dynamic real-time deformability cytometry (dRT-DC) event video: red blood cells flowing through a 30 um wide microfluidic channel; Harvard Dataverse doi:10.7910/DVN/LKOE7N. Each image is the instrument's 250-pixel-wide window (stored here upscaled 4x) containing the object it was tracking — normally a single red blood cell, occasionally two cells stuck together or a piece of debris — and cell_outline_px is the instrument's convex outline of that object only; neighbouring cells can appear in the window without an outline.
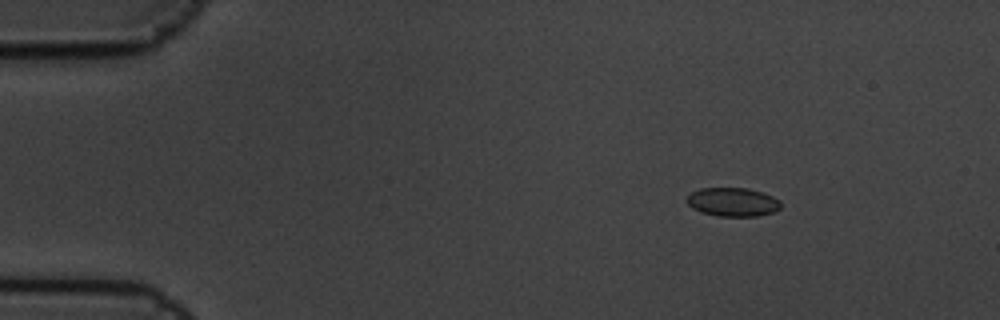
{"species": "common noctule bat (a hibernating species)", "species_latin": "Nyctalus noctula", "temperature_condition": "cold", "stored_images_in_passage": 7, "camera_frame_rate_fps": 3000, "um_per_image_px": 0.085, "animal": {"sex": "male", "body_mass_g": 19.5, "forearm_length_mm": 54.6}, "frame": {"image": 1, "passage_image": 2, "time_ms": 0.333, "image_size_px": [1000, 320], "cell_outline_px": [[780, 208], [772, 212], [756, 216], [716, 216], [700, 212], [692, 208], [688, 204], [688, 196], [692, 192], [700, 188], [748, 188], [764, 192], [780, 200]], "centroid_in_image_um": [62.28, 17.17], "position_along_channel_um": 22.7, "area_um2": 15.72}}
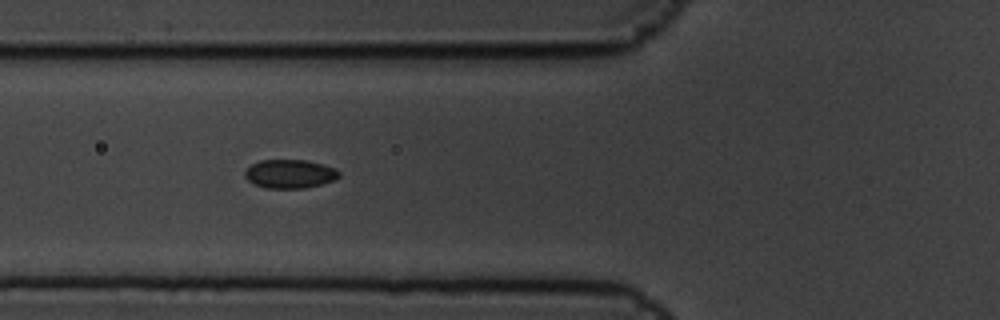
{"frame": {"image": 2, "passage_image": 6, "time_ms": 1.667, "image_size_px": [1000, 320], "cell_outline_px": [[340, 176], [336, 180], [304, 188], [264, 188], [248, 180], [244, 176], [244, 172], [252, 164], [260, 160], [308, 160], [324, 164], [336, 168], [340, 172]], "centroid_in_image_um": [24.67, 14.77], "position_along_channel_um": 101.1, "area_um2": 15.84}}
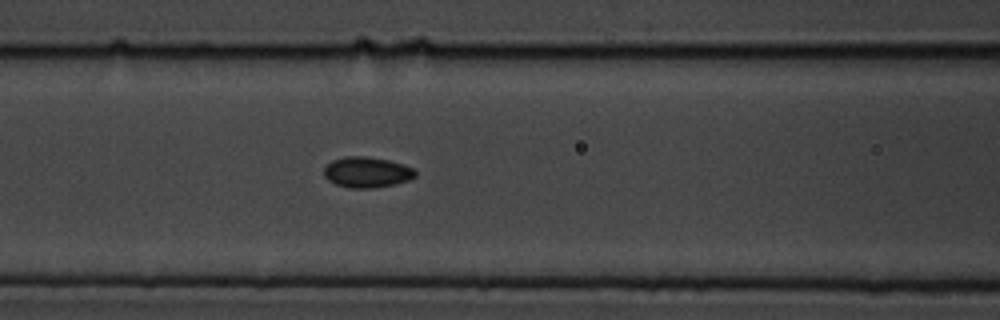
{"frame": {"image": 3, "passage_image": 7, "time_ms": 2.0, "image_size_px": [1000, 320], "cell_outline_px": [[416, 176], [408, 180], [396, 184], [372, 188], [348, 188], [336, 184], [328, 180], [324, 176], [324, 168], [332, 160], [344, 156], [364, 156], [388, 160], [404, 164], [412, 168], [416, 172]], "centroid_in_image_um": [31.18, 14.64], "position_along_channel_um": 135.4, "area_um2": 16.36}}